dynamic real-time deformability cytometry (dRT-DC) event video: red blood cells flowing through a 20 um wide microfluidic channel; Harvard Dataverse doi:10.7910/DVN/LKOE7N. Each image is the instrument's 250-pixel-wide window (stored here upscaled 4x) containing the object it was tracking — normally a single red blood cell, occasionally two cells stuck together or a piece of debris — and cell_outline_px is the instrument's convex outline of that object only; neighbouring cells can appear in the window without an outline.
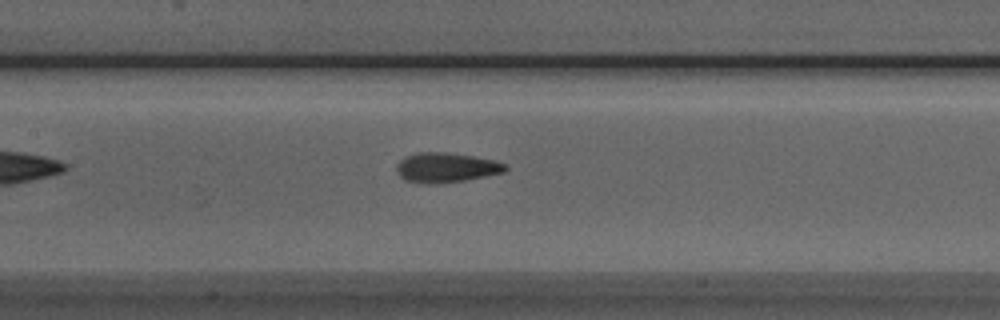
{"species": "Egyptian fruit bat (a non-hibernating species)", "species_latin": "Rousettus aegyptiacus", "temperature_condition": "room temperature", "stored_images_in_passage": 30, "camera_frame_rate_fps": 3000, "um_per_image_px": 0.085, "animal": {"sex": "male"}, "frame": {"image": 1, "passage_image": 8, "time_ms": 2.333, "image_size_px": [1000, 320], "cell_outline_px": [[508, 168], [504, 172], [464, 180], [436, 184], [424, 184], [404, 180], [396, 172], [396, 164], [404, 156], [416, 152], [448, 152], [496, 160], [504, 164]], "centroid_in_image_um": [37.86, 14.24], "position_along_channel_um": 169.5, "area_um2": 19.02}}
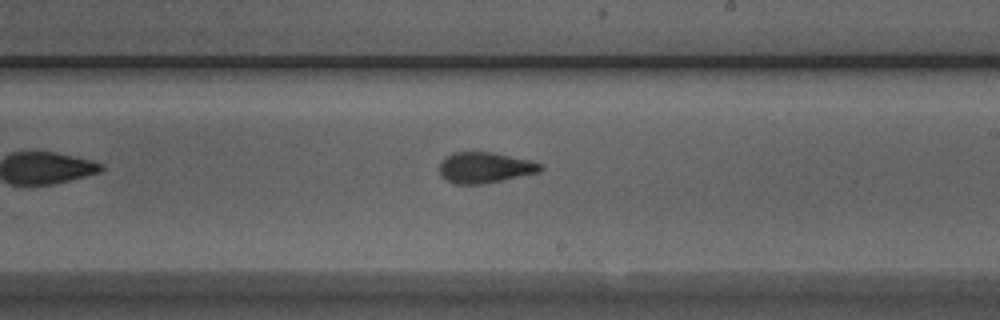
{"frame": {"image": 2, "passage_image": 14, "time_ms": 4.333, "image_size_px": [1000, 320], "cell_outline_px": [[544, 168], [540, 172], [504, 180], [480, 184], [452, 184], [440, 176], [440, 160], [444, 156], [452, 152], [492, 152], [528, 160], [540, 164]], "centroid_in_image_um": [41.16, 14.25], "position_along_channel_um": 247.8, "area_um2": 18.26}}
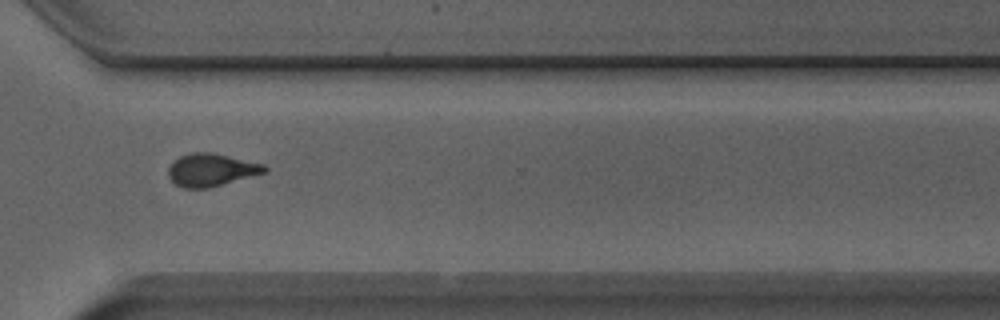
{"frame": {"image": 3, "passage_image": 22, "time_ms": 7.0, "image_size_px": [1000, 320], "cell_outline_px": [[268, 172], [208, 188], [184, 188], [176, 184], [168, 176], [168, 168], [172, 160], [180, 156], [192, 152], [212, 152], [264, 164], [268, 168]], "centroid_in_image_um": [17.96, 14.43], "position_along_channel_um": 352.6, "area_um2": 18.44}}